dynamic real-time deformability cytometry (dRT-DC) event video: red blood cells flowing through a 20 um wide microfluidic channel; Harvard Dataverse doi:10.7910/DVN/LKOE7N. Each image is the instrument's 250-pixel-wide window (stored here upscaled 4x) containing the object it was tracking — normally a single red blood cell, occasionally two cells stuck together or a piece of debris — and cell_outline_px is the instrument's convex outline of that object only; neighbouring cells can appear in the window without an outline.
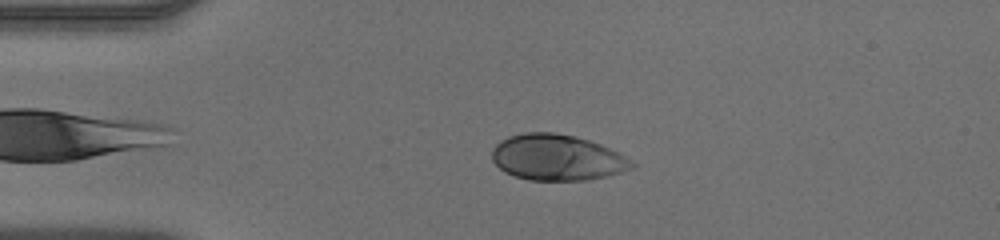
{"species": "human", "species_latin": "Homo sapiens", "temperature_condition": "warm", "stored_images_in_passage": 48, "camera_frame_rate_fps": 3000, "um_per_image_px": 0.085, "donor": {"sex": "male"}, "frame": {"image": 1, "passage_image": 10, "time_ms": 3.0, "image_size_px": [1000, 240], "cell_outline_px": [[636, 164], [632, 168], [608, 176], [588, 180], [528, 180], [504, 172], [492, 160], [492, 148], [500, 140], [508, 136], [524, 132], [556, 132], [576, 136], [600, 144], [620, 152], [632, 160]], "centroid_in_image_um": [47.36, 13.38], "position_along_channel_um": 37.6, "area_um2": 37.74}}
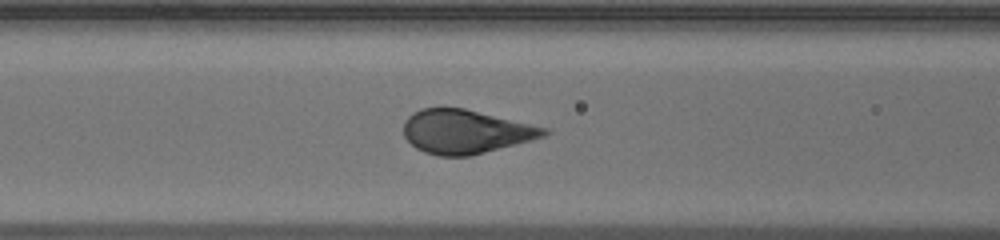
{"frame": {"image": 2, "passage_image": 19, "time_ms": 6.0, "image_size_px": [1000, 240], "cell_outline_px": [[552, 132], [544, 136], [472, 156], [440, 156], [424, 152], [416, 148], [404, 136], [404, 120], [412, 112], [420, 108], [464, 108], [548, 128]], "centroid_in_image_um": [39.55, 11.19], "position_along_channel_um": 127.0, "area_um2": 35.78}}
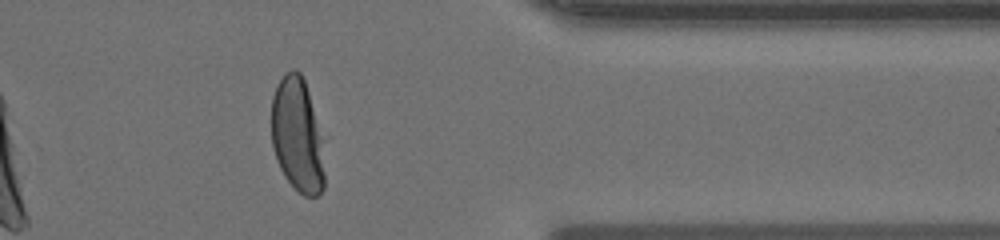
{"frame": {"image": 3, "passage_image": 39, "time_ms": 12.667, "image_size_px": [1000, 240], "cell_outline_px": [[324, 188], [316, 196], [304, 196], [284, 176], [276, 160], [272, 144], [272, 96], [280, 80], [292, 68], [296, 68], [300, 72], [304, 80], [308, 92], [320, 140], [324, 172]], "centroid_in_image_um": [25.23, 11.51], "position_along_channel_um": 386.2, "area_um2": 34.33}}